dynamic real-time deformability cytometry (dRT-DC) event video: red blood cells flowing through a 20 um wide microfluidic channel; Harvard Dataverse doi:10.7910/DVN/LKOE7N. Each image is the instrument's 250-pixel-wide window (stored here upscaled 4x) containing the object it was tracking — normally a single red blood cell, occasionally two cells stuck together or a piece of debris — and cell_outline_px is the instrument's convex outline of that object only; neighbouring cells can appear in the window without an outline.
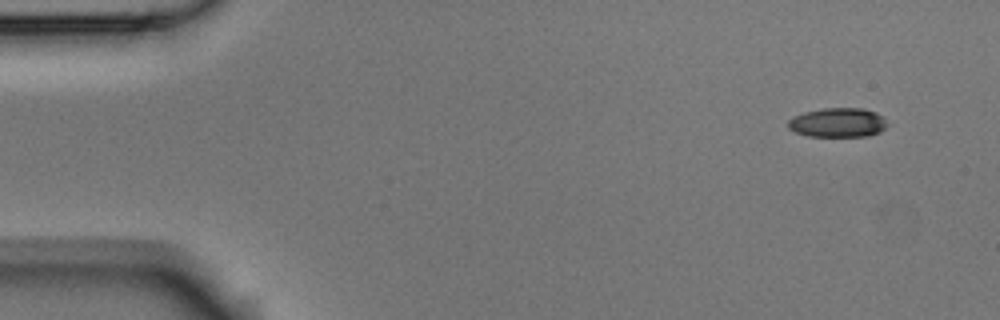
{"species": "Egyptian fruit bat (a non-hibernating species)", "species_latin": "Rousettus aegyptiacus", "temperature_condition": "room temperature", "stored_images_in_passage": 5, "camera_frame_rate_fps": 3000, "um_per_image_px": 0.085, "animal": {"sex": "male"}, "frame": {"image": 1, "passage_image": 5, "time_ms": 1.333, "image_size_px": [1000, 320], "cell_outline_px": [[884, 128], [880, 132], [868, 136], [808, 136], [796, 132], [788, 128], [788, 120], [792, 116], [804, 112], [824, 108], [864, 108], [876, 112], [884, 116]], "centroid_in_image_um": [71.19, 10.41], "position_along_channel_um": 13.8, "area_um2": 16.94}}